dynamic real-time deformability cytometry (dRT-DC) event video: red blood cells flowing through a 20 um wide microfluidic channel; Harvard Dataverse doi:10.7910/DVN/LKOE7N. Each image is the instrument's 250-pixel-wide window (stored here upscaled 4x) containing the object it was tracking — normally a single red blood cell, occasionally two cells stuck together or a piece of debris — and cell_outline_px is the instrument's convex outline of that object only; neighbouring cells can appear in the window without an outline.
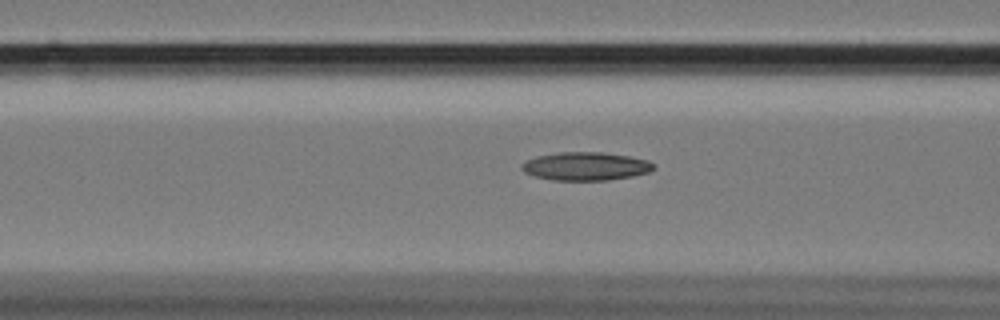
{"species": "Egyptian fruit bat (a non-hibernating species)", "species_latin": "Rousettus aegyptiacus", "temperature_condition": "cold", "stored_images_in_passage": 59, "camera_frame_rate_fps": 3000, "um_per_image_px": 0.085, "animal": {"sex": "female"}, "frame": {"image": 1, "passage_image": 24, "time_ms": 7.667, "image_size_px": [1000, 320], "cell_outline_px": [[656, 168], [648, 172], [632, 176], [608, 180], [552, 180], [536, 176], [524, 172], [520, 168], [520, 164], [536, 156], [556, 152], [604, 152], [628, 156], [648, 160]], "centroid_in_image_um": [49.76, 14.12], "position_along_channel_um": 116.8, "area_um2": 21.73}}
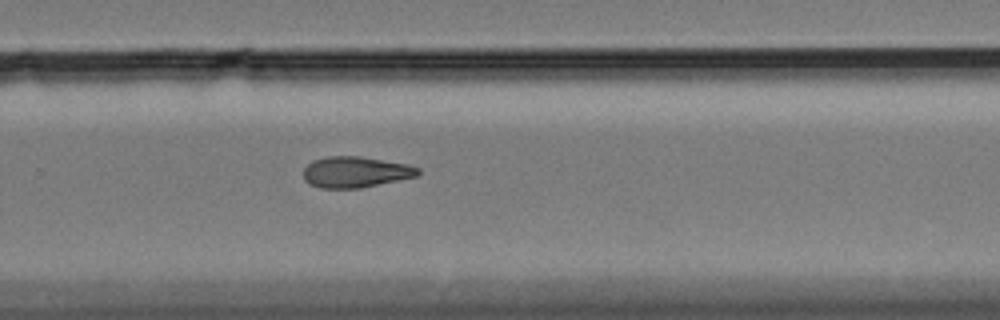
{"frame": {"image": 2, "passage_image": 40, "time_ms": 13.0, "image_size_px": [1000, 320], "cell_outline_px": [[420, 172], [416, 176], [360, 188], [320, 188], [304, 180], [304, 168], [312, 160], [328, 156], [360, 156], [408, 164], [420, 168]], "centroid_in_image_um": [30.21, 14.61], "position_along_channel_um": 299.6, "area_um2": 20.58}}
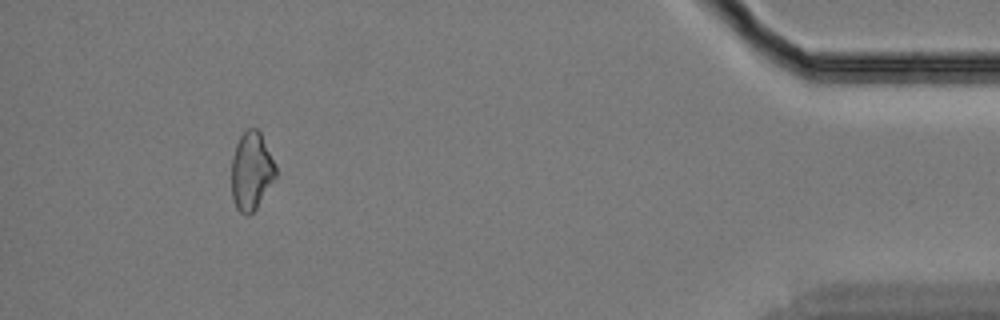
{"frame": {"image": 3, "passage_image": 55, "time_ms": 18.0, "image_size_px": [1000, 320], "cell_outline_px": [[276, 180], [256, 208], [248, 216], [244, 216], [236, 208], [232, 196], [232, 156], [236, 144], [240, 136], [248, 128], [256, 128], [260, 132], [276, 164]], "centroid_in_image_um": [21.38, 14.56], "position_along_channel_um": 413.8, "area_um2": 20.35}, "authors_computed_cell_mechanics": {"area_um2": 20.7502, "velocity_mm_per_s": 3.4309, "shape_relaxation_time_tau1_ms": null, "shape_relaxation_time_tau2_ms": 10.6509, "deformation_change_tau1": null, "deformation_change_tau2": 0.1979}}